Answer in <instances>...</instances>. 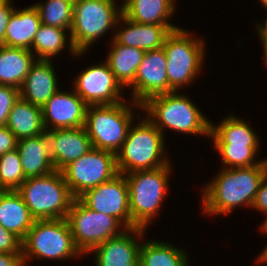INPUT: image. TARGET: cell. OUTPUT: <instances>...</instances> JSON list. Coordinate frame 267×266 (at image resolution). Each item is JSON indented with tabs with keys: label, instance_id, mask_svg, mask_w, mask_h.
<instances>
[{
	"label": "cell",
	"instance_id": "obj_1",
	"mask_svg": "<svg viewBox=\"0 0 267 266\" xmlns=\"http://www.w3.org/2000/svg\"><path fill=\"white\" fill-rule=\"evenodd\" d=\"M266 172L267 159L252 167L219 169L216 177L202 186L201 211L214 216L229 215L238 206L251 208Z\"/></svg>",
	"mask_w": 267,
	"mask_h": 266
},
{
	"label": "cell",
	"instance_id": "obj_2",
	"mask_svg": "<svg viewBox=\"0 0 267 266\" xmlns=\"http://www.w3.org/2000/svg\"><path fill=\"white\" fill-rule=\"evenodd\" d=\"M172 91L149 98L142 104L146 117L164 135V129L210 137L211 120L189 98Z\"/></svg>",
	"mask_w": 267,
	"mask_h": 266
},
{
	"label": "cell",
	"instance_id": "obj_3",
	"mask_svg": "<svg viewBox=\"0 0 267 266\" xmlns=\"http://www.w3.org/2000/svg\"><path fill=\"white\" fill-rule=\"evenodd\" d=\"M139 119L138 123H132L121 149L116 153L120 174L153 170L171 162L166 155L165 136L146 116Z\"/></svg>",
	"mask_w": 267,
	"mask_h": 266
},
{
	"label": "cell",
	"instance_id": "obj_4",
	"mask_svg": "<svg viewBox=\"0 0 267 266\" xmlns=\"http://www.w3.org/2000/svg\"><path fill=\"white\" fill-rule=\"evenodd\" d=\"M171 164L124 174L128 184L131 228L148 229L168 196Z\"/></svg>",
	"mask_w": 267,
	"mask_h": 266
},
{
	"label": "cell",
	"instance_id": "obj_5",
	"mask_svg": "<svg viewBox=\"0 0 267 266\" xmlns=\"http://www.w3.org/2000/svg\"><path fill=\"white\" fill-rule=\"evenodd\" d=\"M134 108L141 110L142 105L125 100L112 105L87 106L84 127L92 147L116 154L121 149L135 116H141L137 112L134 114Z\"/></svg>",
	"mask_w": 267,
	"mask_h": 266
},
{
	"label": "cell",
	"instance_id": "obj_6",
	"mask_svg": "<svg viewBox=\"0 0 267 266\" xmlns=\"http://www.w3.org/2000/svg\"><path fill=\"white\" fill-rule=\"evenodd\" d=\"M16 191L35 220L66 218L75 199L61 171L27 178Z\"/></svg>",
	"mask_w": 267,
	"mask_h": 266
},
{
	"label": "cell",
	"instance_id": "obj_7",
	"mask_svg": "<svg viewBox=\"0 0 267 266\" xmlns=\"http://www.w3.org/2000/svg\"><path fill=\"white\" fill-rule=\"evenodd\" d=\"M189 30L180 27L166 38L163 50L167 59L169 92L180 91L200 76L205 60V40L191 36ZM195 37V38H194Z\"/></svg>",
	"mask_w": 267,
	"mask_h": 266
},
{
	"label": "cell",
	"instance_id": "obj_8",
	"mask_svg": "<svg viewBox=\"0 0 267 266\" xmlns=\"http://www.w3.org/2000/svg\"><path fill=\"white\" fill-rule=\"evenodd\" d=\"M22 255L26 266L37 257L63 261L83 256L75 245L66 218L35 220L22 241Z\"/></svg>",
	"mask_w": 267,
	"mask_h": 266
},
{
	"label": "cell",
	"instance_id": "obj_9",
	"mask_svg": "<svg viewBox=\"0 0 267 266\" xmlns=\"http://www.w3.org/2000/svg\"><path fill=\"white\" fill-rule=\"evenodd\" d=\"M115 0H78L74 3L70 33L77 52L90 51L92 44L113 28L122 15Z\"/></svg>",
	"mask_w": 267,
	"mask_h": 266
},
{
	"label": "cell",
	"instance_id": "obj_10",
	"mask_svg": "<svg viewBox=\"0 0 267 266\" xmlns=\"http://www.w3.org/2000/svg\"><path fill=\"white\" fill-rule=\"evenodd\" d=\"M66 220L83 255H89L95 247L126 230L115 217L89 209L78 198L74 199Z\"/></svg>",
	"mask_w": 267,
	"mask_h": 266
},
{
	"label": "cell",
	"instance_id": "obj_11",
	"mask_svg": "<svg viewBox=\"0 0 267 266\" xmlns=\"http://www.w3.org/2000/svg\"><path fill=\"white\" fill-rule=\"evenodd\" d=\"M61 173L72 195L78 198L86 190L110 181L119 174L116 154L92 147L85 155L65 166Z\"/></svg>",
	"mask_w": 267,
	"mask_h": 266
},
{
	"label": "cell",
	"instance_id": "obj_12",
	"mask_svg": "<svg viewBox=\"0 0 267 266\" xmlns=\"http://www.w3.org/2000/svg\"><path fill=\"white\" fill-rule=\"evenodd\" d=\"M102 62L85 67L72 83L73 90L88 106L112 105L125 100L123 87L106 61Z\"/></svg>",
	"mask_w": 267,
	"mask_h": 266
},
{
	"label": "cell",
	"instance_id": "obj_13",
	"mask_svg": "<svg viewBox=\"0 0 267 266\" xmlns=\"http://www.w3.org/2000/svg\"><path fill=\"white\" fill-rule=\"evenodd\" d=\"M78 199L89 209L115 217L126 229L131 228L128 184L124 174L86 190Z\"/></svg>",
	"mask_w": 267,
	"mask_h": 266
},
{
	"label": "cell",
	"instance_id": "obj_14",
	"mask_svg": "<svg viewBox=\"0 0 267 266\" xmlns=\"http://www.w3.org/2000/svg\"><path fill=\"white\" fill-rule=\"evenodd\" d=\"M131 100L142 105L149 98L169 92L167 59L163 47L145 52L134 82L128 87Z\"/></svg>",
	"mask_w": 267,
	"mask_h": 266
},
{
	"label": "cell",
	"instance_id": "obj_15",
	"mask_svg": "<svg viewBox=\"0 0 267 266\" xmlns=\"http://www.w3.org/2000/svg\"><path fill=\"white\" fill-rule=\"evenodd\" d=\"M87 106L74 90L59 89L42 107L45 131L83 127Z\"/></svg>",
	"mask_w": 267,
	"mask_h": 266
},
{
	"label": "cell",
	"instance_id": "obj_16",
	"mask_svg": "<svg viewBox=\"0 0 267 266\" xmlns=\"http://www.w3.org/2000/svg\"><path fill=\"white\" fill-rule=\"evenodd\" d=\"M146 231L143 228H128L95 247L89 253L94 256L95 266H139L141 238Z\"/></svg>",
	"mask_w": 267,
	"mask_h": 266
},
{
	"label": "cell",
	"instance_id": "obj_17",
	"mask_svg": "<svg viewBox=\"0 0 267 266\" xmlns=\"http://www.w3.org/2000/svg\"><path fill=\"white\" fill-rule=\"evenodd\" d=\"M50 155L55 171L85 155L92 148V143L85 127L54 129L46 131Z\"/></svg>",
	"mask_w": 267,
	"mask_h": 266
},
{
	"label": "cell",
	"instance_id": "obj_18",
	"mask_svg": "<svg viewBox=\"0 0 267 266\" xmlns=\"http://www.w3.org/2000/svg\"><path fill=\"white\" fill-rule=\"evenodd\" d=\"M116 27L119 30L114 31L112 39L114 38L124 46L136 47L145 51L163 47L167 36L173 30L180 28L175 25L139 24L123 15L117 20Z\"/></svg>",
	"mask_w": 267,
	"mask_h": 266
},
{
	"label": "cell",
	"instance_id": "obj_19",
	"mask_svg": "<svg viewBox=\"0 0 267 266\" xmlns=\"http://www.w3.org/2000/svg\"><path fill=\"white\" fill-rule=\"evenodd\" d=\"M52 60H36L19 89L20 98L43 107L59 90Z\"/></svg>",
	"mask_w": 267,
	"mask_h": 266
},
{
	"label": "cell",
	"instance_id": "obj_20",
	"mask_svg": "<svg viewBox=\"0 0 267 266\" xmlns=\"http://www.w3.org/2000/svg\"><path fill=\"white\" fill-rule=\"evenodd\" d=\"M17 151L26 178L44 176L55 171L47 133L18 140Z\"/></svg>",
	"mask_w": 267,
	"mask_h": 266
},
{
	"label": "cell",
	"instance_id": "obj_21",
	"mask_svg": "<svg viewBox=\"0 0 267 266\" xmlns=\"http://www.w3.org/2000/svg\"><path fill=\"white\" fill-rule=\"evenodd\" d=\"M248 121L235 115H227L215 125L211 122L210 137L213 146L260 147V137Z\"/></svg>",
	"mask_w": 267,
	"mask_h": 266
},
{
	"label": "cell",
	"instance_id": "obj_22",
	"mask_svg": "<svg viewBox=\"0 0 267 266\" xmlns=\"http://www.w3.org/2000/svg\"><path fill=\"white\" fill-rule=\"evenodd\" d=\"M41 24L39 12L33 4L21 10L16 7L10 16L2 45L31 50Z\"/></svg>",
	"mask_w": 267,
	"mask_h": 266
},
{
	"label": "cell",
	"instance_id": "obj_23",
	"mask_svg": "<svg viewBox=\"0 0 267 266\" xmlns=\"http://www.w3.org/2000/svg\"><path fill=\"white\" fill-rule=\"evenodd\" d=\"M35 219L22 196L16 191L0 194V225L23 241Z\"/></svg>",
	"mask_w": 267,
	"mask_h": 266
},
{
	"label": "cell",
	"instance_id": "obj_24",
	"mask_svg": "<svg viewBox=\"0 0 267 266\" xmlns=\"http://www.w3.org/2000/svg\"><path fill=\"white\" fill-rule=\"evenodd\" d=\"M175 9V0H127L122 15L139 24L173 25Z\"/></svg>",
	"mask_w": 267,
	"mask_h": 266
},
{
	"label": "cell",
	"instance_id": "obj_25",
	"mask_svg": "<svg viewBox=\"0 0 267 266\" xmlns=\"http://www.w3.org/2000/svg\"><path fill=\"white\" fill-rule=\"evenodd\" d=\"M36 60L31 50L0 45V85L20 89Z\"/></svg>",
	"mask_w": 267,
	"mask_h": 266
},
{
	"label": "cell",
	"instance_id": "obj_26",
	"mask_svg": "<svg viewBox=\"0 0 267 266\" xmlns=\"http://www.w3.org/2000/svg\"><path fill=\"white\" fill-rule=\"evenodd\" d=\"M110 42L111 49L105 61L114 73L116 80L125 89L134 82L138 66L146 51L119 44L114 38Z\"/></svg>",
	"mask_w": 267,
	"mask_h": 266
},
{
	"label": "cell",
	"instance_id": "obj_27",
	"mask_svg": "<svg viewBox=\"0 0 267 266\" xmlns=\"http://www.w3.org/2000/svg\"><path fill=\"white\" fill-rule=\"evenodd\" d=\"M6 126L18 140L36 137L46 132L42 120V108L20 97L8 114Z\"/></svg>",
	"mask_w": 267,
	"mask_h": 266
},
{
	"label": "cell",
	"instance_id": "obj_28",
	"mask_svg": "<svg viewBox=\"0 0 267 266\" xmlns=\"http://www.w3.org/2000/svg\"><path fill=\"white\" fill-rule=\"evenodd\" d=\"M66 33V29L41 24L35 35L31 48L36 59L53 60L55 56L63 52L67 44V48H69L68 50L75 58H80V56L86 54L85 52H77L72 44L70 35L68 37Z\"/></svg>",
	"mask_w": 267,
	"mask_h": 266
},
{
	"label": "cell",
	"instance_id": "obj_29",
	"mask_svg": "<svg viewBox=\"0 0 267 266\" xmlns=\"http://www.w3.org/2000/svg\"><path fill=\"white\" fill-rule=\"evenodd\" d=\"M187 255L174 244L145 239L140 245L139 266H189Z\"/></svg>",
	"mask_w": 267,
	"mask_h": 266
},
{
	"label": "cell",
	"instance_id": "obj_30",
	"mask_svg": "<svg viewBox=\"0 0 267 266\" xmlns=\"http://www.w3.org/2000/svg\"><path fill=\"white\" fill-rule=\"evenodd\" d=\"M40 15L41 23L66 29L69 33L73 20L74 4L65 0H47L33 4Z\"/></svg>",
	"mask_w": 267,
	"mask_h": 266
},
{
	"label": "cell",
	"instance_id": "obj_31",
	"mask_svg": "<svg viewBox=\"0 0 267 266\" xmlns=\"http://www.w3.org/2000/svg\"><path fill=\"white\" fill-rule=\"evenodd\" d=\"M221 156L223 168H243L261 164L265 159L257 160L259 147L213 146ZM257 160V161H256Z\"/></svg>",
	"mask_w": 267,
	"mask_h": 266
},
{
	"label": "cell",
	"instance_id": "obj_32",
	"mask_svg": "<svg viewBox=\"0 0 267 266\" xmlns=\"http://www.w3.org/2000/svg\"><path fill=\"white\" fill-rule=\"evenodd\" d=\"M26 179L17 149L0 156V186L3 190H17Z\"/></svg>",
	"mask_w": 267,
	"mask_h": 266
},
{
	"label": "cell",
	"instance_id": "obj_33",
	"mask_svg": "<svg viewBox=\"0 0 267 266\" xmlns=\"http://www.w3.org/2000/svg\"><path fill=\"white\" fill-rule=\"evenodd\" d=\"M19 97V89L0 85V126L6 125L8 114Z\"/></svg>",
	"mask_w": 267,
	"mask_h": 266
},
{
	"label": "cell",
	"instance_id": "obj_34",
	"mask_svg": "<svg viewBox=\"0 0 267 266\" xmlns=\"http://www.w3.org/2000/svg\"><path fill=\"white\" fill-rule=\"evenodd\" d=\"M0 253H22V241L0 225Z\"/></svg>",
	"mask_w": 267,
	"mask_h": 266
},
{
	"label": "cell",
	"instance_id": "obj_35",
	"mask_svg": "<svg viewBox=\"0 0 267 266\" xmlns=\"http://www.w3.org/2000/svg\"><path fill=\"white\" fill-rule=\"evenodd\" d=\"M13 0H1L0 1V45L4 43L5 33L8 26L10 16L15 10Z\"/></svg>",
	"mask_w": 267,
	"mask_h": 266
},
{
	"label": "cell",
	"instance_id": "obj_36",
	"mask_svg": "<svg viewBox=\"0 0 267 266\" xmlns=\"http://www.w3.org/2000/svg\"><path fill=\"white\" fill-rule=\"evenodd\" d=\"M251 208L258 210L266 214L267 216V172L265 173L262 182L260 183L259 189L255 195ZM267 220V217L261 223V225Z\"/></svg>",
	"mask_w": 267,
	"mask_h": 266
},
{
	"label": "cell",
	"instance_id": "obj_37",
	"mask_svg": "<svg viewBox=\"0 0 267 266\" xmlns=\"http://www.w3.org/2000/svg\"><path fill=\"white\" fill-rule=\"evenodd\" d=\"M18 139L16 136L7 128L6 125L0 126V156L8 151L17 148Z\"/></svg>",
	"mask_w": 267,
	"mask_h": 266
},
{
	"label": "cell",
	"instance_id": "obj_38",
	"mask_svg": "<svg viewBox=\"0 0 267 266\" xmlns=\"http://www.w3.org/2000/svg\"><path fill=\"white\" fill-rule=\"evenodd\" d=\"M0 266H25L22 253H0Z\"/></svg>",
	"mask_w": 267,
	"mask_h": 266
},
{
	"label": "cell",
	"instance_id": "obj_39",
	"mask_svg": "<svg viewBox=\"0 0 267 266\" xmlns=\"http://www.w3.org/2000/svg\"><path fill=\"white\" fill-rule=\"evenodd\" d=\"M256 31H258L259 40L262 43L261 46H263V52L264 56L267 54V13H266V20L264 23H258L256 24Z\"/></svg>",
	"mask_w": 267,
	"mask_h": 266
},
{
	"label": "cell",
	"instance_id": "obj_40",
	"mask_svg": "<svg viewBox=\"0 0 267 266\" xmlns=\"http://www.w3.org/2000/svg\"><path fill=\"white\" fill-rule=\"evenodd\" d=\"M262 233L267 234V230L261 225L260 228ZM256 261L258 263H267V245L263 248V251L259 254Z\"/></svg>",
	"mask_w": 267,
	"mask_h": 266
},
{
	"label": "cell",
	"instance_id": "obj_41",
	"mask_svg": "<svg viewBox=\"0 0 267 266\" xmlns=\"http://www.w3.org/2000/svg\"><path fill=\"white\" fill-rule=\"evenodd\" d=\"M261 5L264 7L265 10H267V0H259Z\"/></svg>",
	"mask_w": 267,
	"mask_h": 266
},
{
	"label": "cell",
	"instance_id": "obj_42",
	"mask_svg": "<svg viewBox=\"0 0 267 266\" xmlns=\"http://www.w3.org/2000/svg\"><path fill=\"white\" fill-rule=\"evenodd\" d=\"M264 64L266 65V68H267V54L264 56Z\"/></svg>",
	"mask_w": 267,
	"mask_h": 266
},
{
	"label": "cell",
	"instance_id": "obj_43",
	"mask_svg": "<svg viewBox=\"0 0 267 266\" xmlns=\"http://www.w3.org/2000/svg\"><path fill=\"white\" fill-rule=\"evenodd\" d=\"M262 226L267 230V220L262 224Z\"/></svg>",
	"mask_w": 267,
	"mask_h": 266
},
{
	"label": "cell",
	"instance_id": "obj_44",
	"mask_svg": "<svg viewBox=\"0 0 267 266\" xmlns=\"http://www.w3.org/2000/svg\"><path fill=\"white\" fill-rule=\"evenodd\" d=\"M65 1H68V2H70V3H75V2H77L78 0H65Z\"/></svg>",
	"mask_w": 267,
	"mask_h": 266
},
{
	"label": "cell",
	"instance_id": "obj_45",
	"mask_svg": "<svg viewBox=\"0 0 267 266\" xmlns=\"http://www.w3.org/2000/svg\"><path fill=\"white\" fill-rule=\"evenodd\" d=\"M4 190L2 189V187L0 186V194L3 192Z\"/></svg>",
	"mask_w": 267,
	"mask_h": 266
}]
</instances>
